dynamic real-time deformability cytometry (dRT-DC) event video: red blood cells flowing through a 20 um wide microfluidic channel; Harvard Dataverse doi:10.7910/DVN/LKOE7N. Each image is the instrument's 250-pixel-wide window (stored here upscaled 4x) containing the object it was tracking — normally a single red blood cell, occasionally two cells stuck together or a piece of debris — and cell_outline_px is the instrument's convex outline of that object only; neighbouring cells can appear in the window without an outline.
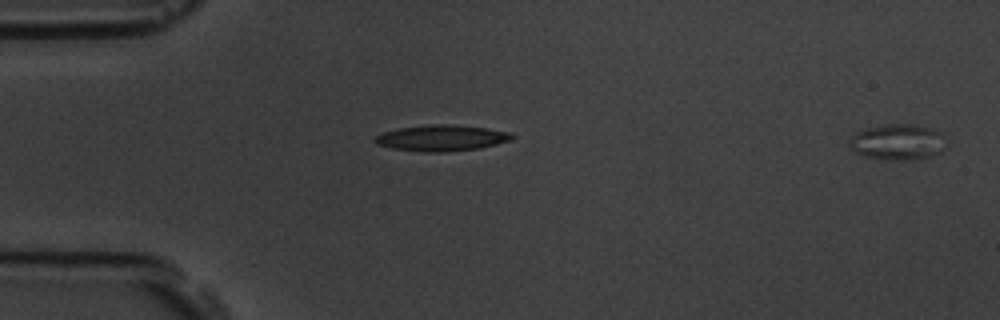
{"species": "common noctule bat (a hibernating species)", "species_latin": "Nyctalus noctula", "temperature_condition": "room temperature", "stored_images_in_passage": 5, "segment_of_instrument_passage": [2, 2], "camera_frame_rate_fps": 3000, "um_per_image_px": 0.085, "animal": {"sex": "male", "body_mass_g": 19.5, "forearm_length_mm": 54.6}, "frame": {"image": 1, "passage_image": 5, "time_ms": 4.667, "image_size_px": [1000, 320], "cell_outline_px": [[944, 148], [940, 152], [932, 156], [912, 160], [888, 160], [864, 156], [856, 152], [848, 144], [848, 140], [856, 132], [868, 128], [888, 124], [912, 124], [928, 128], [940, 132]], "centroid_in_image_um": [76.26, 12.09], "position_along_channel_um": 8.7, "area_um2": 19.94}}